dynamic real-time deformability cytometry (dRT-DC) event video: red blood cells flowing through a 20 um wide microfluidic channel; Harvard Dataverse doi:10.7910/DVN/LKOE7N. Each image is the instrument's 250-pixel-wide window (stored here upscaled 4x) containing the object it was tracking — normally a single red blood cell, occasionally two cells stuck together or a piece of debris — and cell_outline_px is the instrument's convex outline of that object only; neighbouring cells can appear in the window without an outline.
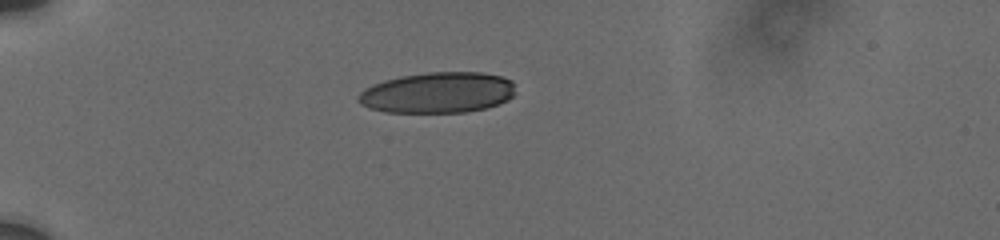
{"species": "human", "species_latin": "Homo sapiens", "temperature_condition": "cold", "stored_images_in_passage": 12, "camera_frame_rate_fps": 3000, "um_per_image_px": 0.085, "donor": {"sex": "male"}, "frame": {"image": 1, "passage_image": 1, "time_ms": 0.0, "image_size_px": [1000, 240], "cell_outline_px": [[512, 96], [508, 100], [484, 108], [464, 112], [384, 112], [368, 108], [360, 104], [356, 100], [356, 96], [364, 88], [372, 84], [384, 80], [400, 76], [428, 72], [484, 72], [500, 76], [512, 80]], "centroid_in_image_um": [37.13, 7.87], "position_along_channel_um": 47.9, "area_um2": 37.45}}
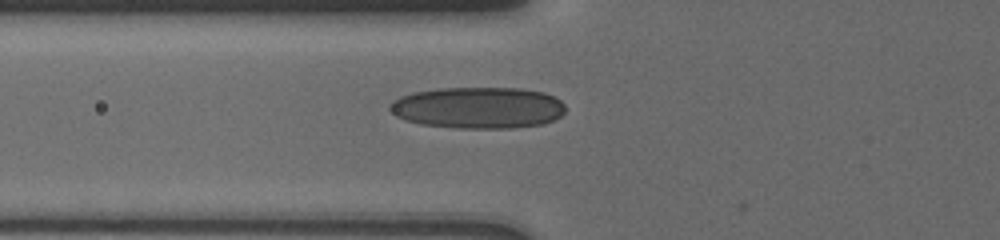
{"frame": {"image": 2, "passage_image": 9, "time_ms": 2.0, "image_size_px": [1000, 240], "cell_outline_px": [[564, 112], [560, 116], [544, 124], [512, 128], [460, 128], [420, 124], [404, 120], [396, 116], [388, 108], [388, 104], [392, 100], [400, 96], [412, 92], [440, 88], [520, 88], [544, 92], [560, 100], [564, 104]], "centroid_in_image_um": [40.6, 9.15], "position_along_channel_um": 85.2, "area_um2": 42.71}}